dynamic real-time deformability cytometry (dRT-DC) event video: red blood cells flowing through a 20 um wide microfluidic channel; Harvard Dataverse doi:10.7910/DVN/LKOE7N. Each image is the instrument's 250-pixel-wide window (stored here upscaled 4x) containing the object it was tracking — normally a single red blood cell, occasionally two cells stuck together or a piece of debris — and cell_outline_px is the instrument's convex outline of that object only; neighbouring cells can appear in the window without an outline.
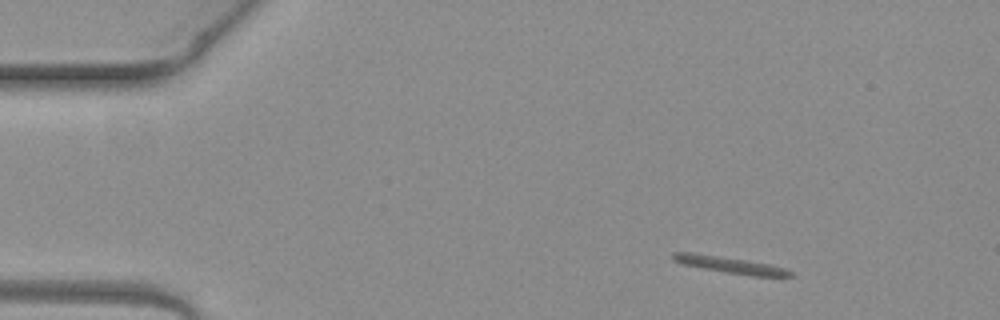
{"species": "common noctule bat (a hibernating species)", "species_latin": "Nyctalus noctula", "temperature_condition": "warm", "stored_images_in_passage": 3, "camera_frame_rate_fps": 3000, "um_per_image_px": 0.085, "animal": {"sex": "female", "body_mass_g": 19.3, "forearm_length_mm": 54.1}, "frame": {"image": 1, "passage_image": 1, "time_ms": 0.0, "image_size_px": [1000, 320], "cell_outline_px": [[792, 276], [752, 276], [724, 272], [684, 264], [672, 260], [672, 252], [692, 252], [744, 260], [768, 264], [784, 268], [792, 272]], "centroid_in_image_um": [62.01, 22.51], "position_along_channel_um": 23.0, "area_um2": 10.98}}